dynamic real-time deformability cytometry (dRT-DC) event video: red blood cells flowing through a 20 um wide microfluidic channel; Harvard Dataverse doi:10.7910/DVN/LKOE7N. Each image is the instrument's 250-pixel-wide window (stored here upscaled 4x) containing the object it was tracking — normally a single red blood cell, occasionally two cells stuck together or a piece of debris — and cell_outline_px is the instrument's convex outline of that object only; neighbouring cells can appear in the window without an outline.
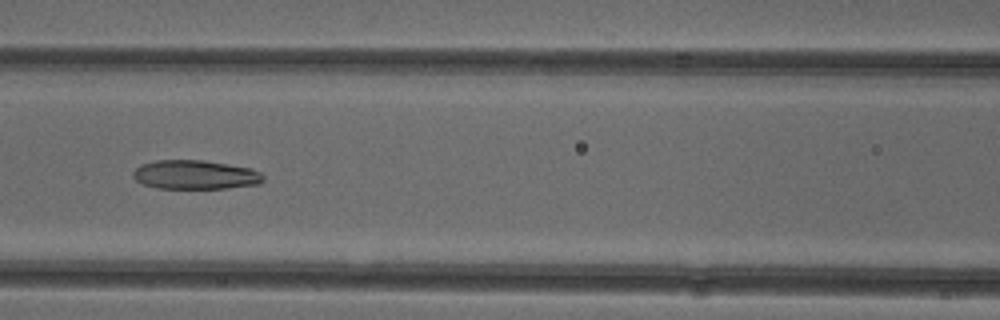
{"species": "common noctule bat (a hibernating species)", "species_latin": "Nyctalus noctula", "temperature_condition": "cold", "stored_images_in_passage": 47, "camera_frame_rate_fps": 3000, "um_per_image_px": 0.085, "animal": {"sex": "female"}, "frame": {"image": 1, "passage_image": 22, "time_ms": 7.0, "image_size_px": [1000, 320], "cell_outline_px": [[264, 180], [260, 184], [224, 188], [156, 188], [144, 184], [136, 180], [132, 176], [132, 172], [140, 164], [156, 160], [204, 160], [252, 168], [260, 172], [264, 176]], "centroid_in_image_um": [16.6, 14.84], "position_along_channel_um": 150.0, "area_um2": 22.14}}
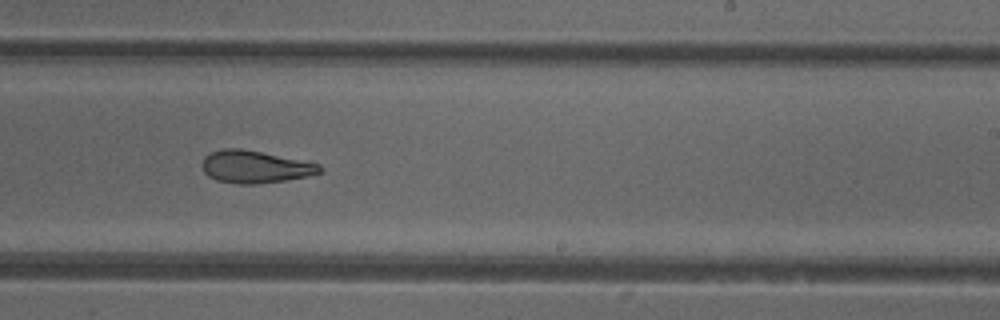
{"frame": {"image": 2, "passage_image": 31, "time_ms": 10.0, "image_size_px": [1000, 320], "cell_outline_px": [[324, 172], [308, 176], [284, 180], [256, 184], [240, 184], [216, 180], [208, 176], [204, 172], [200, 164], [204, 156], [212, 152], [224, 148], [240, 148], [308, 160], [320, 164], [324, 168]], "centroid_in_image_um": [21.72, 14.17], "position_along_channel_um": 267.3, "area_um2": 22.66}}
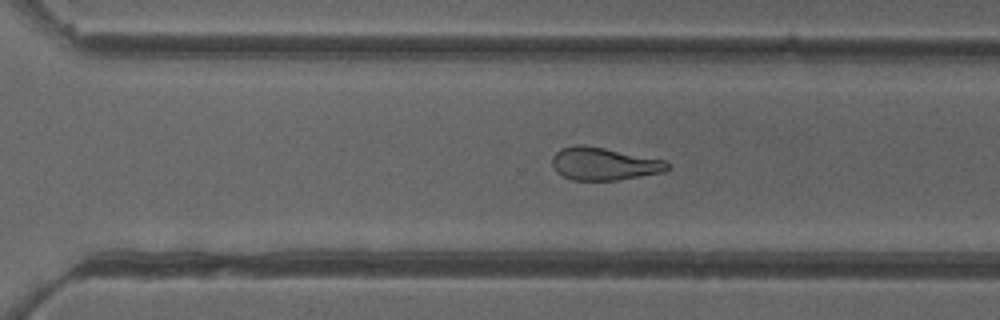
{"frame": {"image": 3, "passage_image": 35, "time_ms": 11.333, "image_size_px": [1000, 320], "cell_outline_px": [[672, 168], [668, 172], [616, 180], [572, 180], [556, 172], [552, 164], [552, 156], [560, 148], [576, 144], [584, 144], [664, 160]], "centroid_in_image_um": [51.34, 13.92], "position_along_channel_um": 319.3, "area_um2": 22.14}, "authors_computed_cell_mechanics": {"area_um2": 23.987, "velocity_mm_per_s": 3.9202, "shape_relaxation_time_tau1_ms": null, "shape_relaxation_time_tau2_ms": 4.5094, "deformation_change_tau1": null, "deformation_change_tau2": 0.134}}